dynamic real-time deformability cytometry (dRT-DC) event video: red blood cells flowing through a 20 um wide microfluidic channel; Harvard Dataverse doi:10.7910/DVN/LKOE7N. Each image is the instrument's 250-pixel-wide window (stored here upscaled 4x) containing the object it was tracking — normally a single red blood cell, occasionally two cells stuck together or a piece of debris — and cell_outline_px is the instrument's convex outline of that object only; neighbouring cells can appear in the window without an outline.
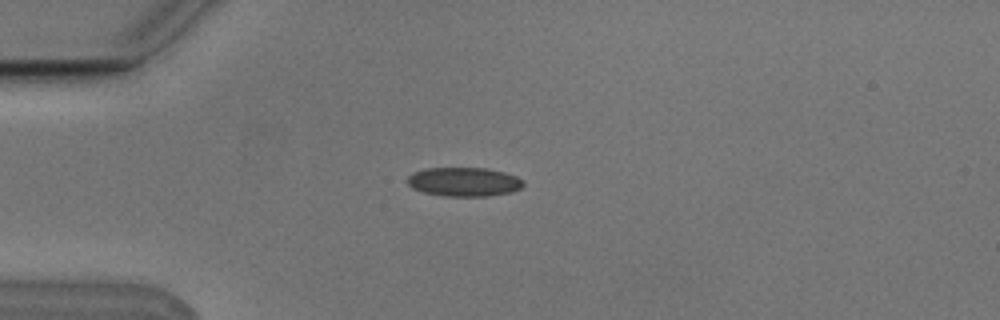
{"species": "Egyptian fruit bat (a non-hibernating species)", "species_latin": "Rousettus aegyptiacus", "temperature_condition": "cold", "stored_images_in_passage": 5, "camera_frame_rate_fps": 3000, "um_per_image_px": 0.085, "animal": {"sex": "male"}, "frame": {"image": 1, "passage_image": 1, "time_ms": 0.0, "image_size_px": [1000, 320], "cell_outline_px": [[524, 184], [520, 188], [512, 192], [488, 196], [444, 196], [424, 192], [412, 188], [408, 184], [408, 176], [412, 172], [424, 168], [488, 168], [504, 172], [516, 176], [524, 180]], "centroid_in_image_um": [39.44, 15.45], "position_along_channel_um": 45.6, "area_um2": 19.71}}
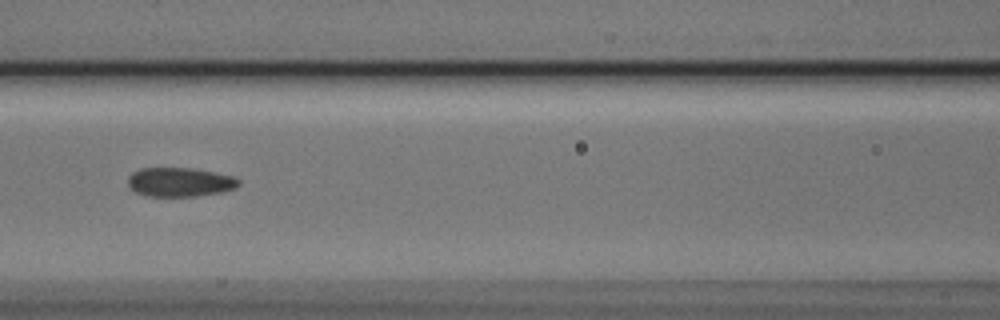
{"frame": {"image": 2, "passage_image": 4, "time_ms": 1.0, "image_size_px": [1000, 320], "cell_outline_px": [[240, 184], [236, 188], [220, 192], [196, 196], [144, 196], [128, 188], [128, 176], [132, 172], [140, 168], [196, 168], [232, 176], [240, 180]], "centroid_in_image_um": [15.26, 15.47], "position_along_channel_um": 151.3, "area_um2": 18.96}}
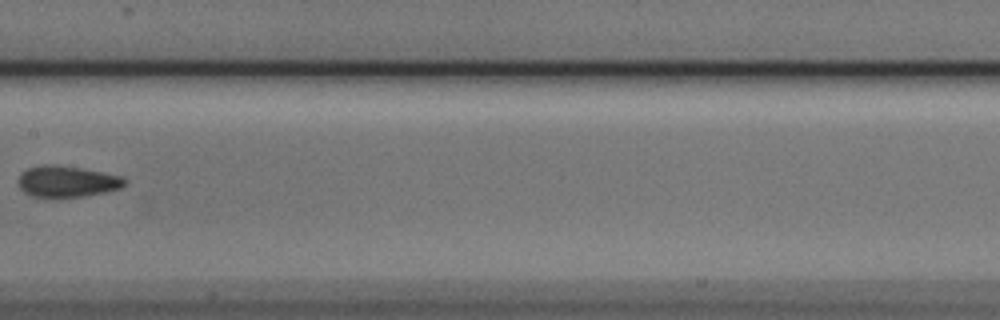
{"frame": {"image": 3, "passage_image": 5, "time_ms": 1.333, "image_size_px": [1000, 320], "cell_outline_px": [[128, 184], [120, 188], [104, 192], [84, 196], [32, 196], [24, 192], [20, 188], [20, 172], [28, 168], [40, 164], [56, 164], [80, 168], [120, 176], [128, 180]], "centroid_in_image_um": [5.71, 15.4], "position_along_channel_um": 201.7, "area_um2": 19.13}}